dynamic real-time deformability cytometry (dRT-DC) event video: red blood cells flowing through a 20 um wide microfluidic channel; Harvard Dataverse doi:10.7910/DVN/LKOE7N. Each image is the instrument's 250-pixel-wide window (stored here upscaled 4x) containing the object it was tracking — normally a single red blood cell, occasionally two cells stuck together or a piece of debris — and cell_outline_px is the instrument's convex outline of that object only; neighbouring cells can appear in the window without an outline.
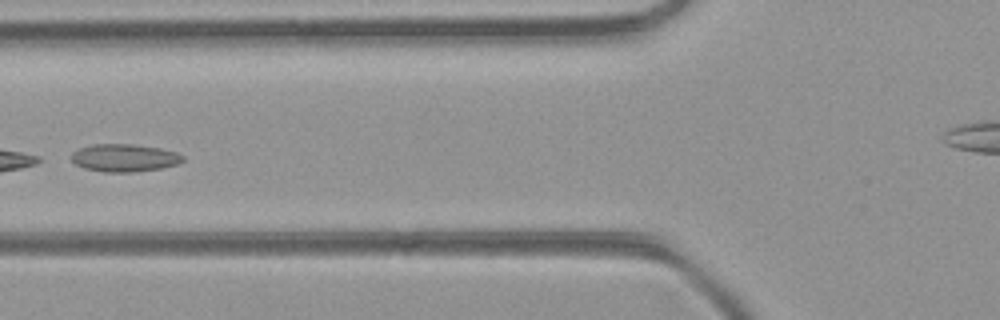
{"species": "common noctule bat (a hibernating species)", "species_latin": "Nyctalus noctula", "temperature_condition": "room temperature", "stored_images_in_passage": 35, "camera_frame_rate_fps": 3000, "um_per_image_px": 0.085, "animal": {"sex": "female", "body_mass_g": 21.9}, "frame": {"image": 1, "passage_image": 6, "time_ms": 1.667, "image_size_px": [1000, 320], "cell_outline_px": [[184, 160], [176, 164], [160, 168], [136, 172], [104, 172], [84, 168], [76, 164], [72, 160], [72, 152], [80, 148], [92, 144], [132, 144], [160, 148], [176, 152], [184, 156]], "centroid_in_image_um": [10.57, 13.41], "position_along_channel_um": 115.2, "area_um2": 17.92}, "authors_computed_cell_mechanics": {"area_um2": 18.2648, "velocity_mm_per_s": 4.4152, "shape_relaxation_time_tau1_ms": null, "shape_relaxation_time_tau2_ms": 2.2445, "deformation_change_tau1": null, "deformation_change_tau2": 0.0659}}